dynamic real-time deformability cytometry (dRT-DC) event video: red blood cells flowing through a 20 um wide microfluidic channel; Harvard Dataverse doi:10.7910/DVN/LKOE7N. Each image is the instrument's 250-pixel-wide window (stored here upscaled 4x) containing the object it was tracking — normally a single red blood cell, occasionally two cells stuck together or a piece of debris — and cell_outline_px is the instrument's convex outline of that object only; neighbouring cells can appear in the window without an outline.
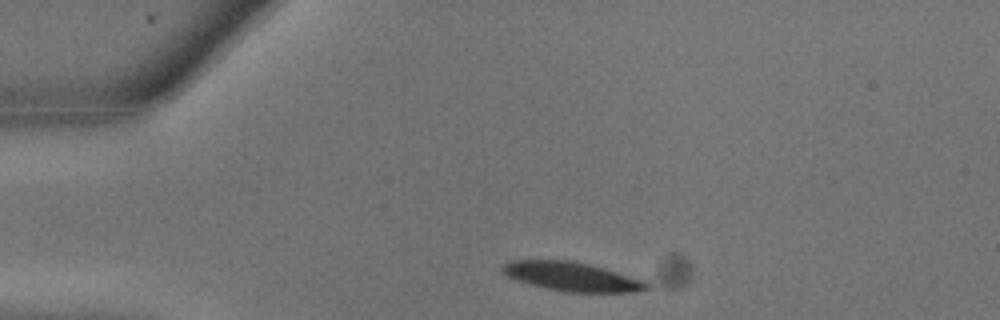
{"species": "common noctule bat (a hibernating species)", "species_latin": "Nyctalus noctula", "temperature_condition": "warm", "stored_images_in_passage": 3, "camera_frame_rate_fps": 3000, "um_per_image_px": 0.085, "animal": {"sex": "male", "body_mass_g": 13.3}, "frame": {"image": 1, "passage_image": 1, "time_ms": 0.0, "image_size_px": [1000, 320], "cell_outline_px": [[652, 288], [640, 292], [568, 292], [548, 288], [516, 280], [500, 272], [500, 268], [504, 264], [512, 260], [572, 260], [604, 268], [648, 280]], "centroid_in_image_um": [48.7, 23.51], "position_along_channel_um": 36.3, "area_um2": 24.62}}